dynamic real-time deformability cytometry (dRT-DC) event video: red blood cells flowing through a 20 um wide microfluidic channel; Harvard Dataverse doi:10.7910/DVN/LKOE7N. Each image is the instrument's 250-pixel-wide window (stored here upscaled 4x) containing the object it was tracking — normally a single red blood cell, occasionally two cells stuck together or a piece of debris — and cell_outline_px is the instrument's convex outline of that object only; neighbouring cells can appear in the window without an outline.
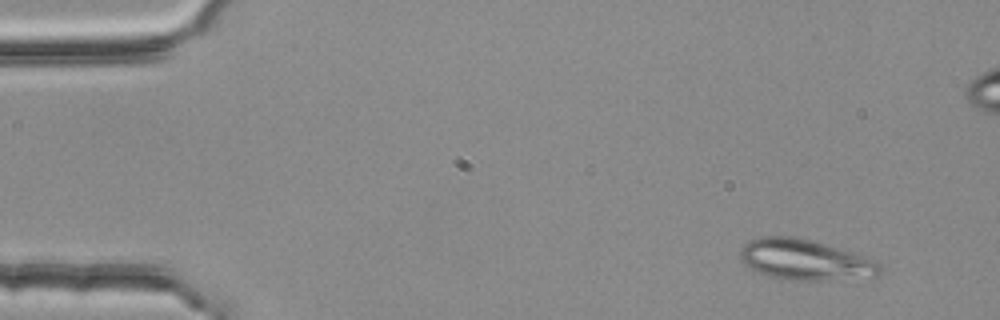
{"species": "common noctule bat (a hibernating species)", "species_latin": "Nyctalus noctula", "temperature_condition": "room temperature", "stored_images_in_passage": 4, "camera_frame_rate_fps": 3000, "um_per_image_px": 0.085, "animal": {"sex": "female", "body_mass_g": 25.1}, "frame": {"image": 1, "passage_image": 1, "time_ms": 0.0, "image_size_px": [1000, 320], "cell_outline_px": [[884, 268], [872, 280], [792, 280], [768, 276], [752, 268], [740, 260], [740, 248], [744, 244], [760, 236], [792, 236], [812, 240], [852, 252], [876, 260]], "centroid_in_image_um": [68.53, 22.1], "position_along_channel_um": 16.5, "area_um2": 33.58}}